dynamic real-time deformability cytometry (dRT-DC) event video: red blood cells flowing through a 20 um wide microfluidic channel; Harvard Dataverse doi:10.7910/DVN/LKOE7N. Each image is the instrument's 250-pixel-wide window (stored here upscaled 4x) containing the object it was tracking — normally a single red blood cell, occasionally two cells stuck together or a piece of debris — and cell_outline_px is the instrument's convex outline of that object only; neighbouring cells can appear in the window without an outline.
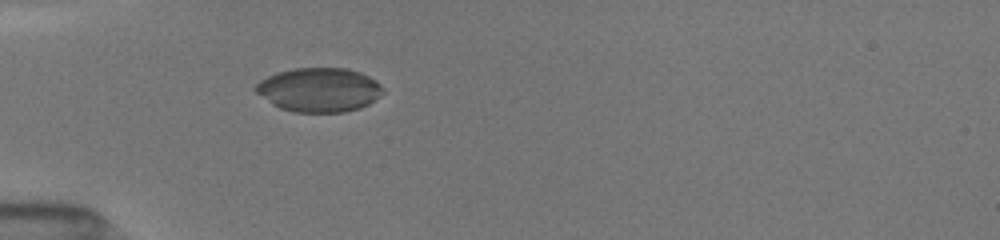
{"species": "common noctule bat (a hibernating species)", "species_latin": "Nyctalus noctula", "temperature_condition": "room temperature", "stored_images_in_passage": 30, "camera_frame_rate_fps": 3000, "um_per_image_px": 0.085, "animal": {"sex": "female", "body_mass_g": 19.5, "forearm_length_mm": 54.1}, "frame": {"image": 1, "passage_image": 1, "time_ms": 0.0, "image_size_px": [1000, 240], "cell_outline_px": [[384, 92], [380, 96], [368, 104], [360, 108], [344, 112], [292, 112], [280, 108], [272, 104], [256, 92], [252, 88], [260, 80], [276, 72], [292, 68], [348, 68], [360, 72], [376, 80], [384, 88]], "centroid_in_image_um": [27.12, 7.63], "position_along_channel_um": 57.9, "area_um2": 32.95}}
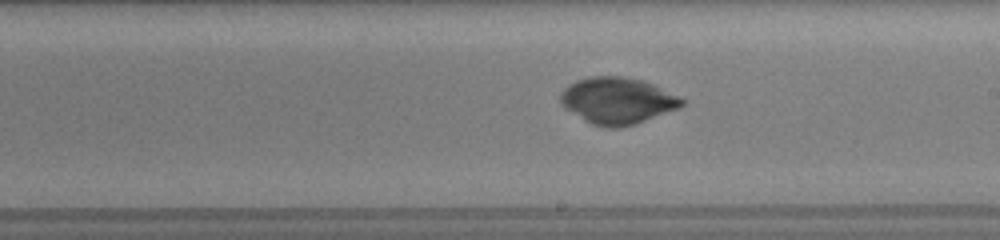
{"frame": {"image": 2, "passage_image": 15, "time_ms": 4.667, "image_size_px": [1000, 240], "cell_outline_px": [[688, 100], [680, 108], [636, 124], [620, 128], [604, 128], [592, 124], [584, 120], [564, 108], [560, 104], [560, 92], [568, 84], [576, 80], [588, 76], [620, 76], [640, 80], [652, 84]], "centroid_in_image_um": [52.47, 8.57], "position_along_channel_um": 236.5, "area_um2": 33.29}}
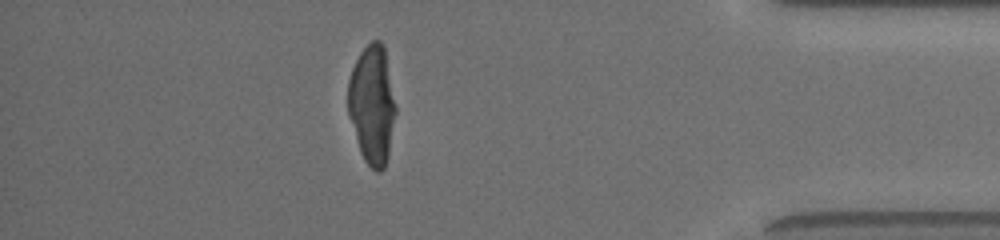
{"frame": {"image": 3, "passage_image": 30, "time_ms": 9.667, "image_size_px": [1000, 240], "cell_outline_px": [[396, 112], [388, 156], [384, 168], [380, 172], [376, 172], [364, 160], [360, 152], [348, 116], [348, 80], [352, 68], [360, 52], [372, 40], [380, 40], [384, 44], [396, 108]], "centroid_in_image_um": [31.62, 8.89], "position_along_channel_um": 403.6, "area_um2": 33.12}}